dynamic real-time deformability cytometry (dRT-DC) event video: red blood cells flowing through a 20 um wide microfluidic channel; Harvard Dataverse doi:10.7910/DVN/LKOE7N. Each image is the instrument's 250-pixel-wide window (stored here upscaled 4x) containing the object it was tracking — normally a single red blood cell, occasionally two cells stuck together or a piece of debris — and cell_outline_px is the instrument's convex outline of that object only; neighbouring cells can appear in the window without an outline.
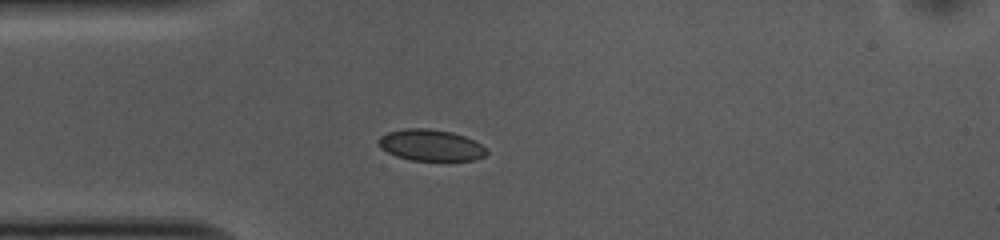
{"species": "common noctule bat (a hibernating species)", "species_latin": "Nyctalus noctula", "temperature_condition": "cold", "stored_images_in_passage": 41, "camera_frame_rate_fps": 3000, "um_per_image_px": 0.085, "animal": {"sex": "female", "body_mass_g": 10.0, "forearm_length_mm": 53.1}, "frame": {"image": 1, "passage_image": 1, "time_ms": 0.0, "image_size_px": [1000, 240], "cell_outline_px": [[488, 152], [484, 156], [476, 160], [412, 160], [396, 156], [380, 148], [376, 140], [380, 136], [388, 132], [404, 128], [428, 128], [452, 132], [464, 136], [480, 144]], "centroid_in_image_um": [36.57, 12.33], "position_along_channel_um": 48.4, "area_um2": 19.71}}
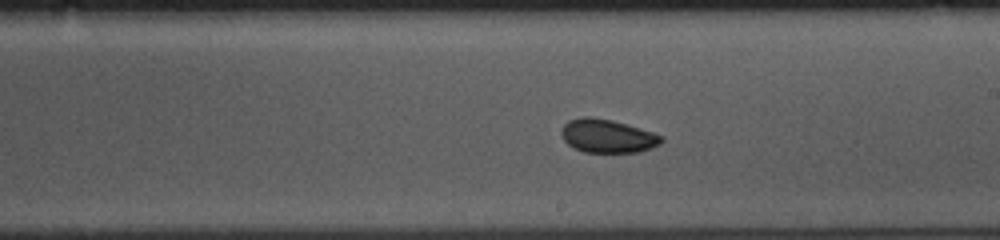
{"frame": {"image": 2, "passage_image": 17, "time_ms": 5.333, "image_size_px": [1000, 240], "cell_outline_px": [[664, 140], [660, 144], [652, 148], [640, 152], [584, 152], [572, 148], [564, 140], [560, 132], [564, 124], [568, 120], [580, 116], [588, 116], [612, 120], [640, 128], [664, 136]], "centroid_in_image_um": [51.63, 11.56], "position_along_channel_um": 237.4, "area_um2": 19.71}}
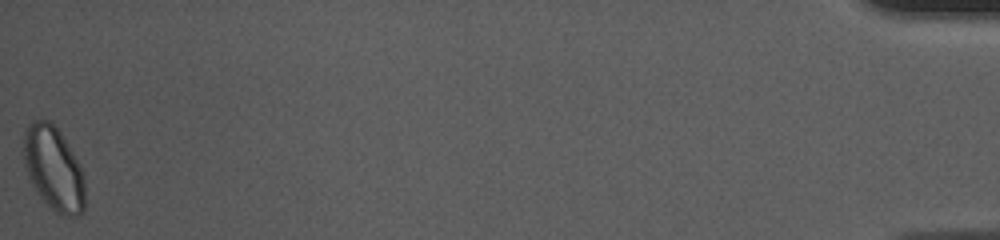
{"frame": {"image": 3, "passage_image": 41, "time_ms": 13.333, "image_size_px": [1000, 240], "cell_outline_px": [[84, 212], [80, 216], [64, 216], [56, 212], [36, 192], [28, 176], [24, 160], [24, 128], [32, 120], [48, 120], [60, 132], [80, 164], [84, 176]], "centroid_in_image_um": [4.57, 14.33], "position_along_channel_um": 430.6, "area_um2": 29.94}, "authors_computed_cell_mechanics": {"area_um2": 19.9988, "velocity_mm_per_s": 3.6904, "shape_relaxation_time_tau1_ms": 2.6948, "shape_relaxation_time_tau2_ms": null, "deformation_change_tau1": 0.054, "deformation_change_tau2": null}}